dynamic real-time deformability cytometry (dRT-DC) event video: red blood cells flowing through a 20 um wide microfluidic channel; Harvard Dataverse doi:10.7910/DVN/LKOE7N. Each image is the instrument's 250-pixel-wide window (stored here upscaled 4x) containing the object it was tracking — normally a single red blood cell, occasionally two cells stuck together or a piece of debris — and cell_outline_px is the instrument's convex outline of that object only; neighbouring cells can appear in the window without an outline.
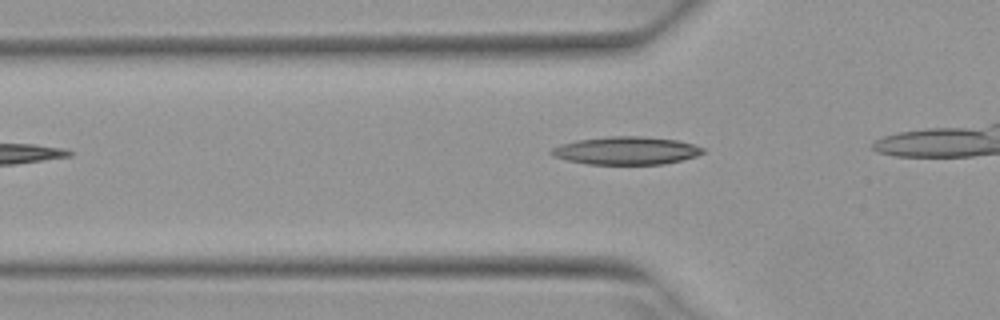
{"species": "Egyptian fruit bat (a non-hibernating species)", "species_latin": "Rousettus aegyptiacus", "temperature_condition": "warm", "stored_images_in_passage": 8, "camera_frame_rate_fps": 3000, "um_per_image_px": 0.085, "animal": {"sex": "female"}, "frame": {"image": 1, "passage_image": 3, "time_ms": 0.667, "image_size_px": [1000, 320], "cell_outline_px": [[704, 152], [696, 156], [664, 164], [588, 164], [568, 160], [552, 156], [548, 152], [552, 148], [560, 144], [576, 140], [612, 136], [640, 136], [676, 140], [692, 144], [704, 148]], "centroid_in_image_um": [53.19, 12.8], "position_along_channel_um": 72.6, "area_um2": 24.51}}
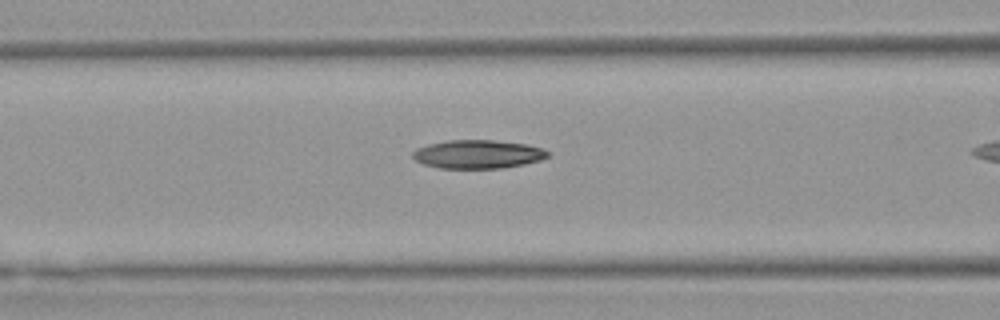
{"frame": {"image": 2, "passage_image": 7, "time_ms": 2.0, "image_size_px": [1000, 320], "cell_outline_px": [[548, 156], [540, 160], [524, 164], [504, 168], [440, 168], [424, 164], [416, 160], [412, 156], [412, 152], [416, 148], [428, 144], [448, 140], [492, 140], [524, 144], [540, 148], [548, 152]], "centroid_in_image_um": [40.57, 13.11], "position_along_channel_um": 126.0, "area_um2": 22.25}}